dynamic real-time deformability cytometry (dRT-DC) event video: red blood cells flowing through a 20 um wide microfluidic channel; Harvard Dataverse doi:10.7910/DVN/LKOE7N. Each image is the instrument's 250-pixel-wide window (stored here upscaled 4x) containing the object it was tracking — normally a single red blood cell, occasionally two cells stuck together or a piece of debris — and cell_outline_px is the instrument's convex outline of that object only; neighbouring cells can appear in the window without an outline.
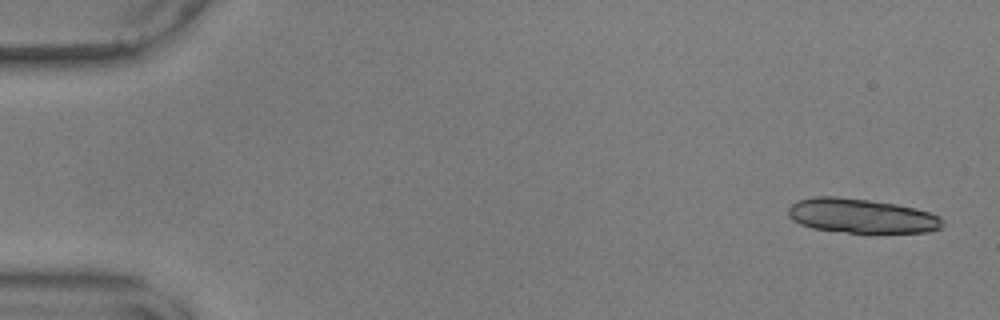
{"species": "common noctule bat (a hibernating species)", "species_latin": "Nyctalus noctula", "temperature_condition": "warm", "stored_images_in_passage": 16, "camera_frame_rate_fps": 3000, "um_per_image_px": 0.085, "animal": {"sex": "male", "body_mass_g": 17.9, "forearm_length_mm": 54.2}, "frame": {"image": 1, "passage_image": 1, "time_ms": 0.0, "image_size_px": [1000, 320], "cell_outline_px": [[944, 224], [940, 228], [928, 232], [876, 236], [812, 228], [800, 224], [792, 220], [788, 216], [788, 208], [796, 200], [812, 196], [836, 196], [868, 200], [896, 204], [928, 212], [940, 216], [944, 220]], "centroid_in_image_um": [73.25, 18.4], "position_along_channel_um": 11.8, "area_um2": 32.14}}